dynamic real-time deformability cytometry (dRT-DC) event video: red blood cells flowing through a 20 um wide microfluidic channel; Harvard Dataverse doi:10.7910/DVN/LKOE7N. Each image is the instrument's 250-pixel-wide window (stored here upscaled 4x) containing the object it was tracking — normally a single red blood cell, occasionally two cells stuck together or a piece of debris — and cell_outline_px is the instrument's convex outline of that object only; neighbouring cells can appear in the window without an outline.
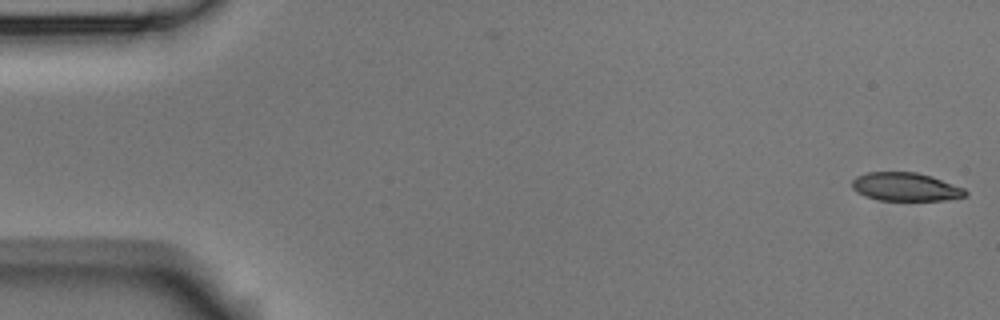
{"species": "Egyptian fruit bat (a non-hibernating species)", "species_latin": "Rousettus aegyptiacus", "temperature_condition": "room temperature", "stored_images_in_passage": 5, "camera_frame_rate_fps": 3000, "um_per_image_px": 0.085, "animal": {"sex": "male"}, "frame": {"image": 1, "passage_image": 1, "time_ms": 0.0, "image_size_px": [1000, 320], "cell_outline_px": [[968, 196], [944, 200], [880, 200], [864, 196], [856, 192], [852, 188], [852, 180], [856, 176], [868, 172], [916, 172], [932, 176], [964, 188], [968, 192]], "centroid_in_image_um": [76.97, 15.88], "position_along_channel_um": 8.0, "area_um2": 18.84}}
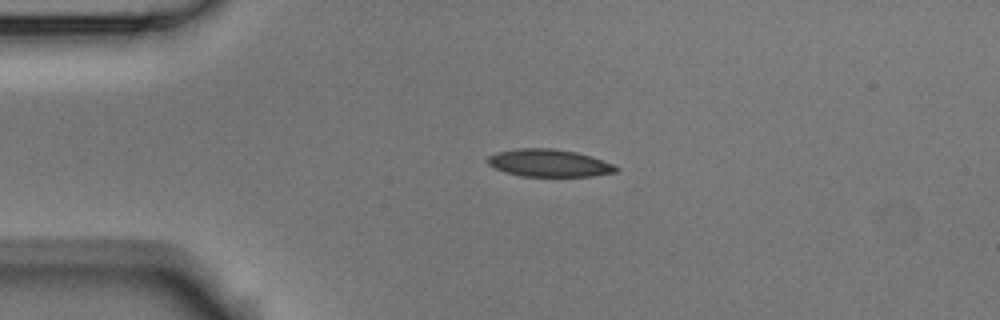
{"frame": {"image": 2, "passage_image": 4, "time_ms": 1.0, "image_size_px": [1000, 320], "cell_outline_px": [[620, 168], [616, 172], [592, 176], [520, 176], [504, 172], [488, 164], [488, 156], [496, 152], [520, 148], [552, 148], [576, 152], [612, 164]], "centroid_in_image_um": [46.64, 13.86], "position_along_channel_um": 38.4, "area_um2": 20.35}}